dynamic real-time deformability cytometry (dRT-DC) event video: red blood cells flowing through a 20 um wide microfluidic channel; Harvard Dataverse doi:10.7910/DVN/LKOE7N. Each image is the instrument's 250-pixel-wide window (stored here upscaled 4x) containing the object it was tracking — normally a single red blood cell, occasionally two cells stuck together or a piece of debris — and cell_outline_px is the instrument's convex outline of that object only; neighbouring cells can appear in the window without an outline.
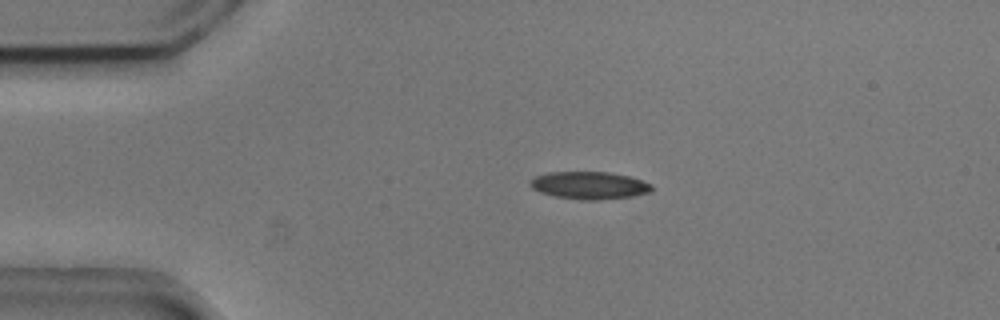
{"species": "common noctule bat (a hibernating species)", "species_latin": "Nyctalus noctula", "temperature_condition": "cold", "stored_images_in_passage": 5, "camera_frame_rate_fps": 3000, "um_per_image_px": 0.085, "animal": {"sex": "male", "body_mass_g": 20.5, "forearm_length_mm": 52.5}, "frame": {"image": 1, "passage_image": 3, "time_ms": 0.667, "image_size_px": [1000, 320], "cell_outline_px": [[652, 192], [632, 196], [600, 200], [580, 200], [556, 196], [540, 192], [532, 188], [528, 184], [528, 180], [532, 176], [548, 172], [608, 172], [628, 176], [652, 184]], "centroid_in_image_um": [50.04, 15.75], "position_along_channel_um": 35.0, "area_um2": 19.65}}